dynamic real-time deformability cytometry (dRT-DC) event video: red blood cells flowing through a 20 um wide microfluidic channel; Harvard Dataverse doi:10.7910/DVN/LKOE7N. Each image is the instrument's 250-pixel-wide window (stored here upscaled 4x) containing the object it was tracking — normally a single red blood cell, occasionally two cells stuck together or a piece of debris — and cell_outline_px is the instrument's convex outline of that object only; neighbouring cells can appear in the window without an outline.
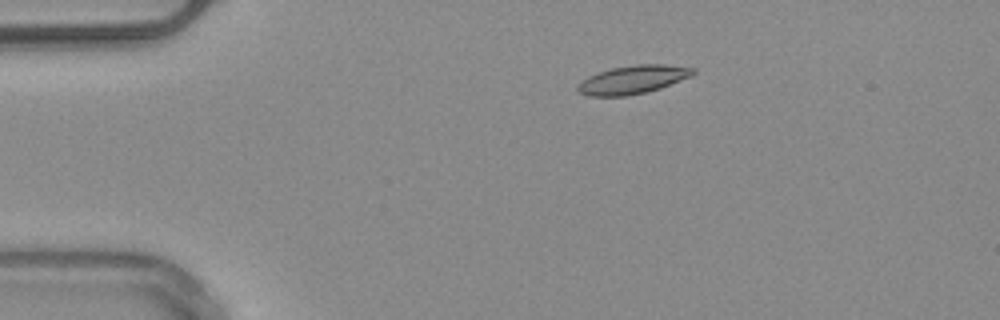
{"species": "common noctule bat (a hibernating species)", "species_latin": "Nyctalus noctula", "temperature_condition": "warm", "stored_images_in_passage": 4, "camera_frame_rate_fps": 3000, "um_per_image_px": 0.085, "animal": {"sex": "male", "body_mass_g": 20.4}, "frame": {"image": 1, "passage_image": 2, "time_ms": 2.0, "image_size_px": [1000, 320], "cell_outline_px": [[696, 72], [692, 76], [660, 88], [644, 92], [624, 96], [588, 96], [580, 92], [576, 88], [580, 80], [588, 76], [612, 68], [636, 64], [664, 64], [696, 68]], "centroid_in_image_um": [53.8, 6.76], "position_along_channel_um": 31.2, "area_um2": 19.02}}
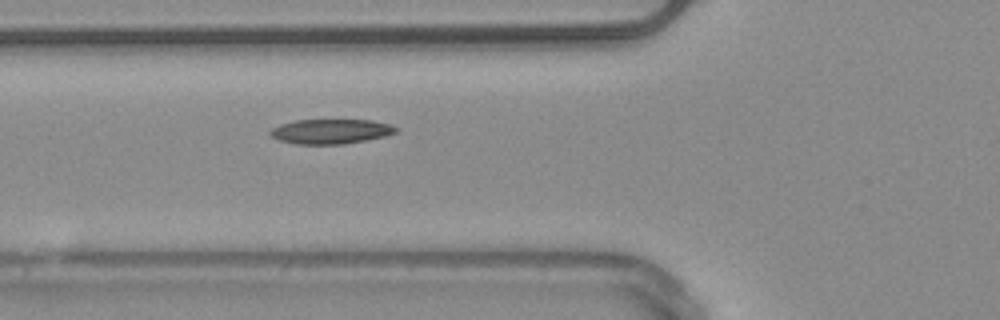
{"frame": {"image": 2, "passage_image": 4, "time_ms": 5.0, "image_size_px": [1000, 320], "cell_outline_px": [[400, 128], [396, 132], [384, 136], [344, 144], [296, 144], [280, 140], [272, 136], [268, 132], [272, 128], [280, 124], [296, 120], [372, 120], [392, 124]], "centroid_in_image_um": [28.14, 11.16], "position_along_channel_um": 97.7, "area_um2": 18.09}}